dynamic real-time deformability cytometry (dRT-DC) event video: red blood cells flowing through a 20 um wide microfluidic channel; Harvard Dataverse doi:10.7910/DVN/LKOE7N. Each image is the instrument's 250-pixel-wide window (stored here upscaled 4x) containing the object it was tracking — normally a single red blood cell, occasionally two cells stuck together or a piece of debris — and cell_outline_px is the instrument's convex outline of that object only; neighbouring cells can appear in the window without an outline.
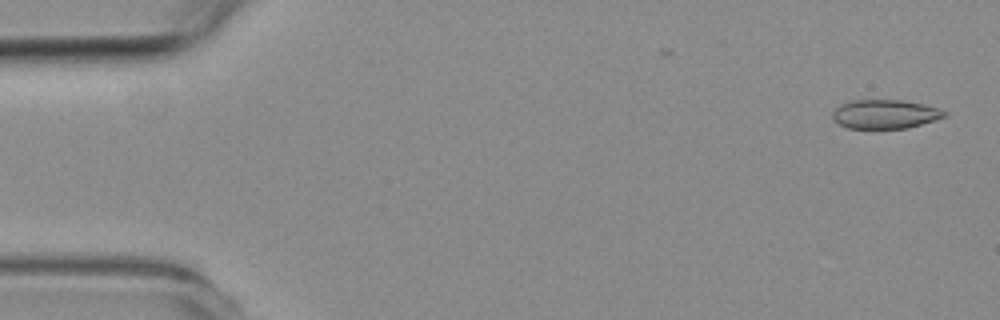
{"species": "common noctule bat (a hibernating species)", "species_latin": "Nyctalus noctula", "temperature_condition": "room temperature", "stored_images_in_passage": 2, "camera_frame_rate_fps": 3000, "um_per_image_px": 0.085, "animal": {"sex": "female", "body_mass_g": 19.3, "forearm_length_mm": 54.1}, "frame": {"image": 1, "passage_image": 2, "time_ms": 1.333, "image_size_px": [1000, 320], "cell_outline_px": [[948, 116], [936, 120], [908, 128], [848, 128], [832, 120], [832, 112], [840, 104], [848, 100], [900, 100], [924, 104], [948, 112]], "centroid_in_image_um": [75.22, 9.7], "position_along_channel_um": 9.8, "area_um2": 19.02}}